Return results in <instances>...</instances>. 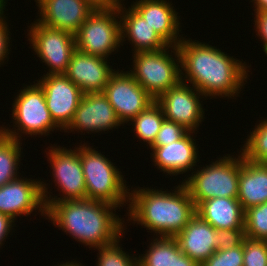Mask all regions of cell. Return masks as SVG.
<instances>
[{
    "mask_svg": "<svg viewBox=\"0 0 267 266\" xmlns=\"http://www.w3.org/2000/svg\"><path fill=\"white\" fill-rule=\"evenodd\" d=\"M196 41L183 37L177 45L181 81L187 84L189 82L206 98L238 97L241 88L246 84L244 81L247 82L249 66L219 48Z\"/></svg>",
    "mask_w": 267,
    "mask_h": 266,
    "instance_id": "cell-1",
    "label": "cell"
},
{
    "mask_svg": "<svg viewBox=\"0 0 267 266\" xmlns=\"http://www.w3.org/2000/svg\"><path fill=\"white\" fill-rule=\"evenodd\" d=\"M44 203L54 226L91 249L110 245L125 234L124 218L108 203L90 199Z\"/></svg>",
    "mask_w": 267,
    "mask_h": 266,
    "instance_id": "cell-2",
    "label": "cell"
},
{
    "mask_svg": "<svg viewBox=\"0 0 267 266\" xmlns=\"http://www.w3.org/2000/svg\"><path fill=\"white\" fill-rule=\"evenodd\" d=\"M127 209V220L151 230L156 237H175L196 214V206L183 183L172 192L148 187L133 189Z\"/></svg>",
    "mask_w": 267,
    "mask_h": 266,
    "instance_id": "cell-3",
    "label": "cell"
},
{
    "mask_svg": "<svg viewBox=\"0 0 267 266\" xmlns=\"http://www.w3.org/2000/svg\"><path fill=\"white\" fill-rule=\"evenodd\" d=\"M80 145V158L86 184V199L115 207L128 204L130 189L124 176L105 155L92 146ZM125 183V184H124Z\"/></svg>",
    "mask_w": 267,
    "mask_h": 266,
    "instance_id": "cell-4",
    "label": "cell"
},
{
    "mask_svg": "<svg viewBox=\"0 0 267 266\" xmlns=\"http://www.w3.org/2000/svg\"><path fill=\"white\" fill-rule=\"evenodd\" d=\"M237 156L227 154L206 167L195 169L190 177L183 180L196 207L202 201L215 197H238L240 154Z\"/></svg>",
    "mask_w": 267,
    "mask_h": 266,
    "instance_id": "cell-5",
    "label": "cell"
},
{
    "mask_svg": "<svg viewBox=\"0 0 267 266\" xmlns=\"http://www.w3.org/2000/svg\"><path fill=\"white\" fill-rule=\"evenodd\" d=\"M172 52L175 57L169 55ZM133 55L134 67L129 73L155 100L181 81L178 46L169 45L157 51H138Z\"/></svg>",
    "mask_w": 267,
    "mask_h": 266,
    "instance_id": "cell-6",
    "label": "cell"
},
{
    "mask_svg": "<svg viewBox=\"0 0 267 266\" xmlns=\"http://www.w3.org/2000/svg\"><path fill=\"white\" fill-rule=\"evenodd\" d=\"M12 103V119L15 130L8 127H0V132L5 136L21 141L22 134L25 135H49L59 126L54 122L48 110L44 91L38 83L26 85L20 89ZM17 127V129H16ZM17 130V131H16ZM20 134V135H19Z\"/></svg>",
    "mask_w": 267,
    "mask_h": 266,
    "instance_id": "cell-7",
    "label": "cell"
},
{
    "mask_svg": "<svg viewBox=\"0 0 267 266\" xmlns=\"http://www.w3.org/2000/svg\"><path fill=\"white\" fill-rule=\"evenodd\" d=\"M75 42L77 50L106 59L118 51L121 44L119 5L95 9L75 34Z\"/></svg>",
    "mask_w": 267,
    "mask_h": 266,
    "instance_id": "cell-8",
    "label": "cell"
},
{
    "mask_svg": "<svg viewBox=\"0 0 267 266\" xmlns=\"http://www.w3.org/2000/svg\"><path fill=\"white\" fill-rule=\"evenodd\" d=\"M47 158L52 168L54 183L61 189L63 195L53 197L48 192V184L41 181L44 202H60L86 199V184L83 174L80 146L76 149H66L58 145L50 146ZM47 193V194H46ZM49 194V196H48ZM52 197V198H51Z\"/></svg>",
    "mask_w": 267,
    "mask_h": 266,
    "instance_id": "cell-9",
    "label": "cell"
},
{
    "mask_svg": "<svg viewBox=\"0 0 267 266\" xmlns=\"http://www.w3.org/2000/svg\"><path fill=\"white\" fill-rule=\"evenodd\" d=\"M32 25V26H31ZM27 34L37 57L49 67L46 75L65 74L73 52L76 50L75 35L47 27L34 21Z\"/></svg>",
    "mask_w": 267,
    "mask_h": 266,
    "instance_id": "cell-10",
    "label": "cell"
},
{
    "mask_svg": "<svg viewBox=\"0 0 267 266\" xmlns=\"http://www.w3.org/2000/svg\"><path fill=\"white\" fill-rule=\"evenodd\" d=\"M103 94L122 124L131 121L155 101L129 71L123 70H117L111 75Z\"/></svg>",
    "mask_w": 267,
    "mask_h": 266,
    "instance_id": "cell-11",
    "label": "cell"
},
{
    "mask_svg": "<svg viewBox=\"0 0 267 266\" xmlns=\"http://www.w3.org/2000/svg\"><path fill=\"white\" fill-rule=\"evenodd\" d=\"M190 86L180 81L155 101L160 105L165 119L182 125L188 131L195 132L204 119L205 109L200 101L204 95Z\"/></svg>",
    "mask_w": 267,
    "mask_h": 266,
    "instance_id": "cell-12",
    "label": "cell"
},
{
    "mask_svg": "<svg viewBox=\"0 0 267 266\" xmlns=\"http://www.w3.org/2000/svg\"><path fill=\"white\" fill-rule=\"evenodd\" d=\"M37 83L44 91L52 119L60 127V131L65 130L72 122L83 96L81 89L65 74H43Z\"/></svg>",
    "mask_w": 267,
    "mask_h": 266,
    "instance_id": "cell-13",
    "label": "cell"
},
{
    "mask_svg": "<svg viewBox=\"0 0 267 266\" xmlns=\"http://www.w3.org/2000/svg\"><path fill=\"white\" fill-rule=\"evenodd\" d=\"M34 210L46 218L41 179L20 177L0 187V213L16 221L18 216H28Z\"/></svg>",
    "mask_w": 267,
    "mask_h": 266,
    "instance_id": "cell-14",
    "label": "cell"
},
{
    "mask_svg": "<svg viewBox=\"0 0 267 266\" xmlns=\"http://www.w3.org/2000/svg\"><path fill=\"white\" fill-rule=\"evenodd\" d=\"M123 125L107 97L101 93L83 94L74 118L64 132L100 133ZM117 127V128H116ZM69 130V131H68Z\"/></svg>",
    "mask_w": 267,
    "mask_h": 266,
    "instance_id": "cell-15",
    "label": "cell"
},
{
    "mask_svg": "<svg viewBox=\"0 0 267 266\" xmlns=\"http://www.w3.org/2000/svg\"><path fill=\"white\" fill-rule=\"evenodd\" d=\"M39 19L47 27L68 31L74 35L95 10L84 0H35Z\"/></svg>",
    "mask_w": 267,
    "mask_h": 266,
    "instance_id": "cell-16",
    "label": "cell"
},
{
    "mask_svg": "<svg viewBox=\"0 0 267 266\" xmlns=\"http://www.w3.org/2000/svg\"><path fill=\"white\" fill-rule=\"evenodd\" d=\"M107 60L76 49L65 75L81 89L83 94L101 93L115 72Z\"/></svg>",
    "mask_w": 267,
    "mask_h": 266,
    "instance_id": "cell-17",
    "label": "cell"
},
{
    "mask_svg": "<svg viewBox=\"0 0 267 266\" xmlns=\"http://www.w3.org/2000/svg\"><path fill=\"white\" fill-rule=\"evenodd\" d=\"M192 133V136H191ZM193 133L188 131L181 139L173 143L164 146H150L151 157H153L154 166L166 175H175L188 173L193 167H197L198 148H196L195 139H193Z\"/></svg>",
    "mask_w": 267,
    "mask_h": 266,
    "instance_id": "cell-18",
    "label": "cell"
},
{
    "mask_svg": "<svg viewBox=\"0 0 267 266\" xmlns=\"http://www.w3.org/2000/svg\"><path fill=\"white\" fill-rule=\"evenodd\" d=\"M131 7L154 28L168 45L177 46L183 39L179 35L181 31L179 22L181 19L177 15L179 13L173 9L174 6L169 0L168 2L167 0H137L133 2V5L131 4Z\"/></svg>",
    "mask_w": 267,
    "mask_h": 266,
    "instance_id": "cell-19",
    "label": "cell"
},
{
    "mask_svg": "<svg viewBox=\"0 0 267 266\" xmlns=\"http://www.w3.org/2000/svg\"><path fill=\"white\" fill-rule=\"evenodd\" d=\"M119 3L121 43L127 40L134 46V52L157 51L169 45L158 35L147 21L132 7L127 10ZM125 9V10H124ZM125 39V40H124Z\"/></svg>",
    "mask_w": 267,
    "mask_h": 266,
    "instance_id": "cell-20",
    "label": "cell"
},
{
    "mask_svg": "<svg viewBox=\"0 0 267 266\" xmlns=\"http://www.w3.org/2000/svg\"><path fill=\"white\" fill-rule=\"evenodd\" d=\"M215 232L216 229L195 214L174 238L182 253L201 265L216 251L213 242Z\"/></svg>",
    "mask_w": 267,
    "mask_h": 266,
    "instance_id": "cell-21",
    "label": "cell"
},
{
    "mask_svg": "<svg viewBox=\"0 0 267 266\" xmlns=\"http://www.w3.org/2000/svg\"><path fill=\"white\" fill-rule=\"evenodd\" d=\"M240 153L237 199L245 211L267 202V164L251 162Z\"/></svg>",
    "mask_w": 267,
    "mask_h": 266,
    "instance_id": "cell-22",
    "label": "cell"
},
{
    "mask_svg": "<svg viewBox=\"0 0 267 266\" xmlns=\"http://www.w3.org/2000/svg\"><path fill=\"white\" fill-rule=\"evenodd\" d=\"M196 214L214 229L244 228L245 211L237 198L215 197L202 201Z\"/></svg>",
    "mask_w": 267,
    "mask_h": 266,
    "instance_id": "cell-23",
    "label": "cell"
},
{
    "mask_svg": "<svg viewBox=\"0 0 267 266\" xmlns=\"http://www.w3.org/2000/svg\"><path fill=\"white\" fill-rule=\"evenodd\" d=\"M21 144L20 141L0 132V187L20 177L17 172L23 153Z\"/></svg>",
    "mask_w": 267,
    "mask_h": 266,
    "instance_id": "cell-24",
    "label": "cell"
},
{
    "mask_svg": "<svg viewBox=\"0 0 267 266\" xmlns=\"http://www.w3.org/2000/svg\"><path fill=\"white\" fill-rule=\"evenodd\" d=\"M165 117L160 105L154 101L130 122L133 123L135 136L149 147L153 144Z\"/></svg>",
    "mask_w": 267,
    "mask_h": 266,
    "instance_id": "cell-25",
    "label": "cell"
},
{
    "mask_svg": "<svg viewBox=\"0 0 267 266\" xmlns=\"http://www.w3.org/2000/svg\"><path fill=\"white\" fill-rule=\"evenodd\" d=\"M145 254L138 256V266H172L174 264V237H156Z\"/></svg>",
    "mask_w": 267,
    "mask_h": 266,
    "instance_id": "cell-26",
    "label": "cell"
},
{
    "mask_svg": "<svg viewBox=\"0 0 267 266\" xmlns=\"http://www.w3.org/2000/svg\"><path fill=\"white\" fill-rule=\"evenodd\" d=\"M241 148L245 159L267 164V119L259 121Z\"/></svg>",
    "mask_w": 267,
    "mask_h": 266,
    "instance_id": "cell-27",
    "label": "cell"
},
{
    "mask_svg": "<svg viewBox=\"0 0 267 266\" xmlns=\"http://www.w3.org/2000/svg\"><path fill=\"white\" fill-rule=\"evenodd\" d=\"M244 234L247 238L267 240V202L245 210Z\"/></svg>",
    "mask_w": 267,
    "mask_h": 266,
    "instance_id": "cell-28",
    "label": "cell"
},
{
    "mask_svg": "<svg viewBox=\"0 0 267 266\" xmlns=\"http://www.w3.org/2000/svg\"><path fill=\"white\" fill-rule=\"evenodd\" d=\"M119 242L120 238L110 245L96 248L99 251L96 266H138V257L126 254Z\"/></svg>",
    "mask_w": 267,
    "mask_h": 266,
    "instance_id": "cell-29",
    "label": "cell"
},
{
    "mask_svg": "<svg viewBox=\"0 0 267 266\" xmlns=\"http://www.w3.org/2000/svg\"><path fill=\"white\" fill-rule=\"evenodd\" d=\"M243 266H267V240L243 238Z\"/></svg>",
    "mask_w": 267,
    "mask_h": 266,
    "instance_id": "cell-30",
    "label": "cell"
},
{
    "mask_svg": "<svg viewBox=\"0 0 267 266\" xmlns=\"http://www.w3.org/2000/svg\"><path fill=\"white\" fill-rule=\"evenodd\" d=\"M200 266H243V241L228 250H216Z\"/></svg>",
    "mask_w": 267,
    "mask_h": 266,
    "instance_id": "cell-31",
    "label": "cell"
},
{
    "mask_svg": "<svg viewBox=\"0 0 267 266\" xmlns=\"http://www.w3.org/2000/svg\"><path fill=\"white\" fill-rule=\"evenodd\" d=\"M188 132L182 125L164 119L151 146H164L181 139Z\"/></svg>",
    "mask_w": 267,
    "mask_h": 266,
    "instance_id": "cell-32",
    "label": "cell"
},
{
    "mask_svg": "<svg viewBox=\"0 0 267 266\" xmlns=\"http://www.w3.org/2000/svg\"><path fill=\"white\" fill-rule=\"evenodd\" d=\"M244 237V228L218 229L214 233V248L215 250H228L237 247L242 243Z\"/></svg>",
    "mask_w": 267,
    "mask_h": 266,
    "instance_id": "cell-33",
    "label": "cell"
},
{
    "mask_svg": "<svg viewBox=\"0 0 267 266\" xmlns=\"http://www.w3.org/2000/svg\"><path fill=\"white\" fill-rule=\"evenodd\" d=\"M254 18L256 35L263 42V51L267 56V11L256 10Z\"/></svg>",
    "mask_w": 267,
    "mask_h": 266,
    "instance_id": "cell-34",
    "label": "cell"
},
{
    "mask_svg": "<svg viewBox=\"0 0 267 266\" xmlns=\"http://www.w3.org/2000/svg\"><path fill=\"white\" fill-rule=\"evenodd\" d=\"M5 18L6 16L0 18V67L3 65L6 58H8L7 55L10 54L9 51H11L8 48L11 37H9L10 32Z\"/></svg>",
    "mask_w": 267,
    "mask_h": 266,
    "instance_id": "cell-35",
    "label": "cell"
},
{
    "mask_svg": "<svg viewBox=\"0 0 267 266\" xmlns=\"http://www.w3.org/2000/svg\"><path fill=\"white\" fill-rule=\"evenodd\" d=\"M172 266H200V264L182 253L177 240L174 238V264Z\"/></svg>",
    "mask_w": 267,
    "mask_h": 266,
    "instance_id": "cell-36",
    "label": "cell"
},
{
    "mask_svg": "<svg viewBox=\"0 0 267 266\" xmlns=\"http://www.w3.org/2000/svg\"><path fill=\"white\" fill-rule=\"evenodd\" d=\"M13 225L15 226V221L11 217L0 213V246L4 244L3 242L6 240L8 234L13 229Z\"/></svg>",
    "mask_w": 267,
    "mask_h": 266,
    "instance_id": "cell-37",
    "label": "cell"
},
{
    "mask_svg": "<svg viewBox=\"0 0 267 266\" xmlns=\"http://www.w3.org/2000/svg\"><path fill=\"white\" fill-rule=\"evenodd\" d=\"M93 9H111L118 7L120 1L122 0H84Z\"/></svg>",
    "mask_w": 267,
    "mask_h": 266,
    "instance_id": "cell-38",
    "label": "cell"
},
{
    "mask_svg": "<svg viewBox=\"0 0 267 266\" xmlns=\"http://www.w3.org/2000/svg\"><path fill=\"white\" fill-rule=\"evenodd\" d=\"M250 2H253L254 4V11L261 10V11H267V0H252Z\"/></svg>",
    "mask_w": 267,
    "mask_h": 266,
    "instance_id": "cell-39",
    "label": "cell"
},
{
    "mask_svg": "<svg viewBox=\"0 0 267 266\" xmlns=\"http://www.w3.org/2000/svg\"><path fill=\"white\" fill-rule=\"evenodd\" d=\"M80 262L78 261V263H77V261L76 260H74V261H68V262H66V263H60V265L58 264V266H84V265H82L81 263L79 264Z\"/></svg>",
    "mask_w": 267,
    "mask_h": 266,
    "instance_id": "cell-40",
    "label": "cell"
},
{
    "mask_svg": "<svg viewBox=\"0 0 267 266\" xmlns=\"http://www.w3.org/2000/svg\"><path fill=\"white\" fill-rule=\"evenodd\" d=\"M6 0H0V18H2L3 16H5L4 10H5V6H6Z\"/></svg>",
    "mask_w": 267,
    "mask_h": 266,
    "instance_id": "cell-41",
    "label": "cell"
}]
</instances>
